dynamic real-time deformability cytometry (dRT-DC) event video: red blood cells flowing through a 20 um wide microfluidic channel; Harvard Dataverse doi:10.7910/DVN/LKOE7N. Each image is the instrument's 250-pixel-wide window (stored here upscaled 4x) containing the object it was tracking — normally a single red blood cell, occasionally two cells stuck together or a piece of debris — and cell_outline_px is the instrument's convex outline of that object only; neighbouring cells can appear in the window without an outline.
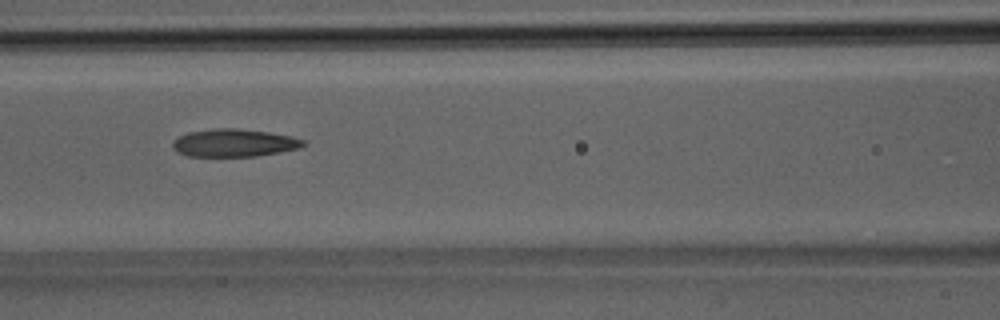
{"species": "Egyptian fruit bat (a non-hibernating species)", "species_latin": "Rousettus aegyptiacus", "temperature_condition": "room temperature", "stored_images_in_passage": 26, "camera_frame_rate_fps": 3000, "um_per_image_px": 0.085, "animal": {"sex": "male"}, "frame": {"image": 1, "passage_image": 6, "time_ms": 1.667, "image_size_px": [1000, 320], "cell_outline_px": [[308, 144], [300, 148], [280, 152], [256, 156], [188, 156], [176, 152], [172, 148], [172, 140], [188, 132], [216, 128], [236, 128], [268, 132], [292, 136], [304, 140]], "centroid_in_image_um": [19.9, 12.14], "position_along_channel_um": 146.7, "area_um2": 21.27}}
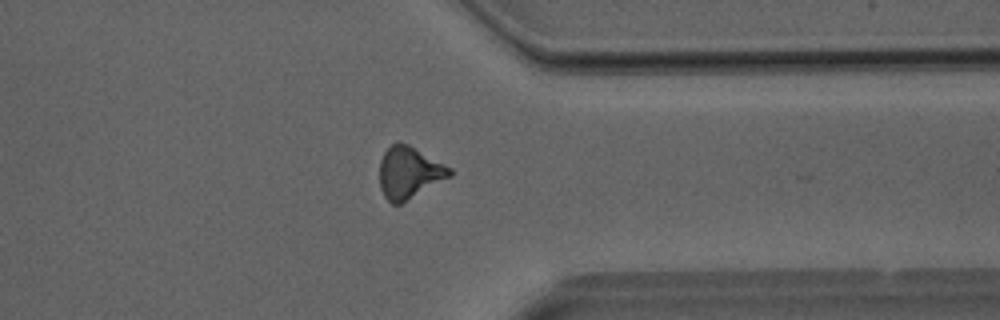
{"frame": {"image": 2, "passage_image": 19, "time_ms": 6.0, "image_size_px": [1000, 320], "cell_outline_px": [[452, 176], [400, 204], [392, 204], [384, 196], [380, 188], [380, 160], [384, 152], [392, 144], [408, 144], [452, 168]], "centroid_in_image_um": [34.78, 14.69], "position_along_channel_um": 376.6, "area_um2": 20.98}}
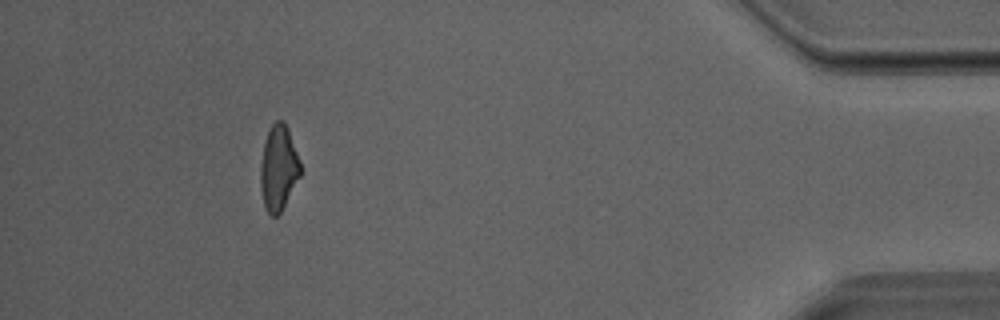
{"frame": {"image": 3, "passage_image": 24, "time_ms": 7.667, "image_size_px": [1000, 320], "cell_outline_px": [[300, 176], [280, 212], [276, 216], [272, 216], [268, 212], [264, 204], [260, 188], [260, 164], [264, 140], [272, 124], [276, 120], [284, 120], [288, 128], [300, 160]], "centroid_in_image_um": [23.66, 14.24], "position_along_channel_um": 411.5, "area_um2": 19.77}}